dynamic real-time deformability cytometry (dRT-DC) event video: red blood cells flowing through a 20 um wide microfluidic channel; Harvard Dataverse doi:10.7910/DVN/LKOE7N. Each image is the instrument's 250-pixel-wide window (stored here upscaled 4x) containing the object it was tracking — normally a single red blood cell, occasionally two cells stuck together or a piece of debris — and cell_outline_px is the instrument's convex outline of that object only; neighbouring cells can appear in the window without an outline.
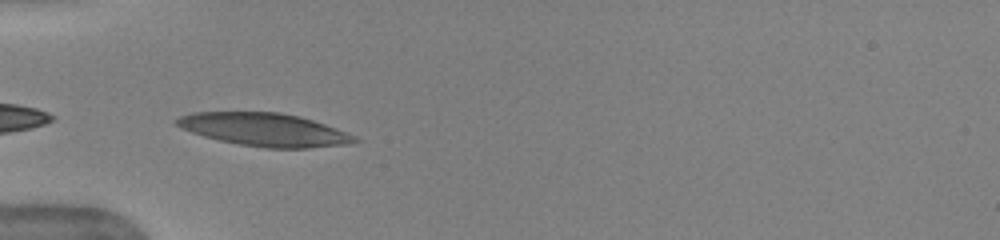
{"species": "human", "species_latin": "Homo sapiens", "temperature_condition": "warm", "stored_images_in_passage": 35, "camera_frame_rate_fps": 3000, "um_per_image_px": 0.085, "donor": {"sex": "female"}, "frame": {"image": 1, "passage_image": 1, "time_ms": 0.0, "image_size_px": [1000, 240], "cell_outline_px": [[360, 140], [348, 144], [308, 148], [264, 148], [240, 144], [220, 140], [204, 136], [180, 128], [172, 120], [180, 116], [192, 112], [280, 112], [300, 116], [336, 128], [356, 136]], "centroid_in_image_um": [22.46, 11.01], "position_along_channel_um": 62.5, "area_um2": 34.22}}
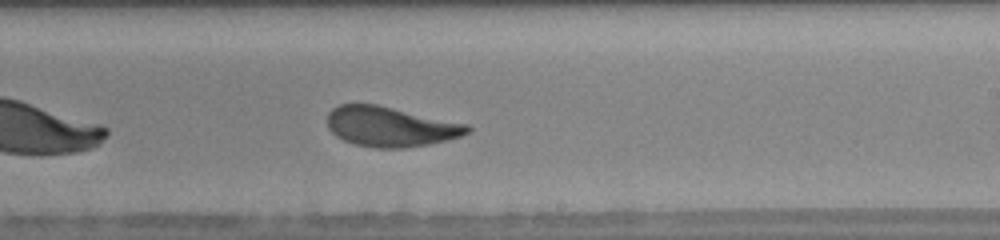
{"frame": {"image": 2, "passage_image": 16, "time_ms": 5.0, "image_size_px": [1000, 240], "cell_outline_px": [[472, 128], [468, 132], [460, 136], [428, 144], [404, 148], [376, 148], [352, 144], [336, 136], [328, 128], [328, 112], [332, 108], [340, 104], [376, 104], [468, 124]], "centroid_in_image_um": [33.15, 10.76], "position_along_channel_um": 255.8, "area_um2": 32.48}, "authors_computed_cell_mechanics": {"area_um2": 33.1772, "velocity_mm_per_s": 3.9622, "shape_relaxation_time_tau1_ms": 3.0539, "shape_relaxation_time_tau2_ms": 0.896, "deformation_change_tau1": 0.1577, "deformation_change_tau2": 0.077}}